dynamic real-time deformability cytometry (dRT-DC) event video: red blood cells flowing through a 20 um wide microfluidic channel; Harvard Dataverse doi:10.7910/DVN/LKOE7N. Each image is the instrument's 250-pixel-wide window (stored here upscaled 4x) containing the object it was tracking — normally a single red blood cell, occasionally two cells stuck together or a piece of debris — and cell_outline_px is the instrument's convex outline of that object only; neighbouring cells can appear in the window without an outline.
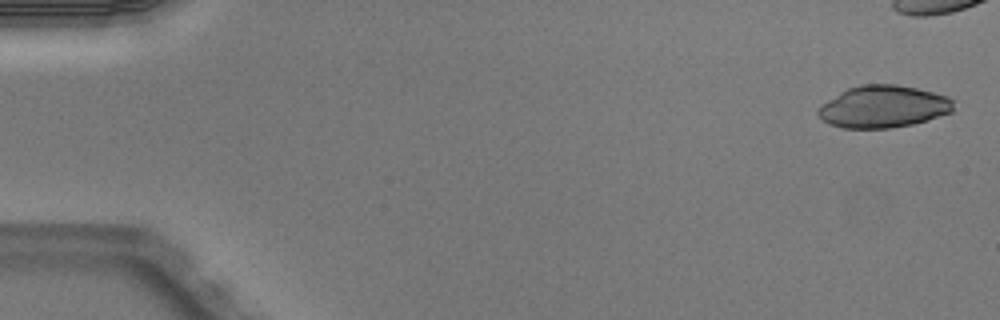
{"species": "Egyptian fruit bat (a non-hibernating species)", "species_latin": "Rousettus aegyptiacus", "temperature_condition": "warm", "stored_images_in_passage": 7, "camera_frame_rate_fps": 3000, "um_per_image_px": 0.085, "animal": {"sex": "male"}, "frame": {"image": 1, "passage_image": 1, "time_ms": 0.0, "image_size_px": [1000, 320], "cell_outline_px": [[956, 100], [952, 112], [912, 124], [888, 128], [844, 128], [828, 124], [816, 112], [820, 104], [840, 92], [848, 88], [860, 84], [896, 84], [916, 88], [948, 96]], "centroid_in_image_um": [75.08, 9.05], "position_along_channel_um": 9.9, "area_um2": 33.35}}
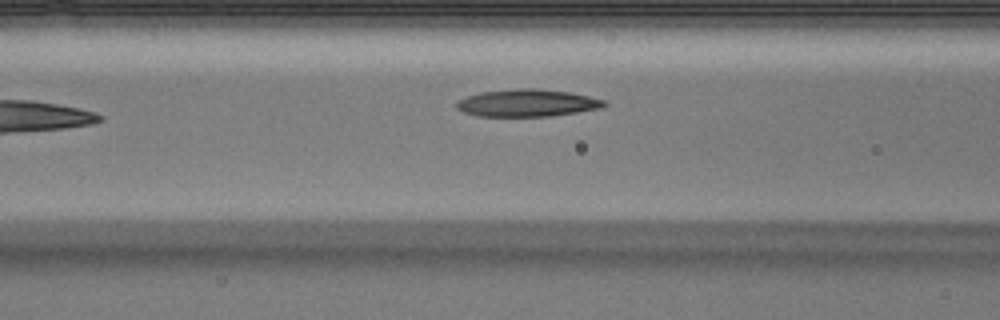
{"frame": {"image": 2, "passage_image": 7, "time_ms": 2.0, "image_size_px": [1000, 320], "cell_outline_px": [[608, 104], [604, 108], [552, 116], [476, 116], [464, 112], [456, 108], [456, 100], [480, 92], [516, 88], [532, 88], [568, 92], [588, 96], [604, 100]], "centroid_in_image_um": [44.81, 8.76], "position_along_channel_um": 121.8, "area_um2": 23.58}}